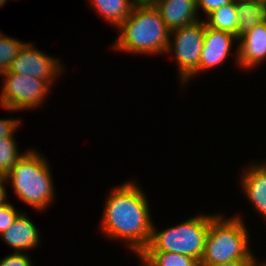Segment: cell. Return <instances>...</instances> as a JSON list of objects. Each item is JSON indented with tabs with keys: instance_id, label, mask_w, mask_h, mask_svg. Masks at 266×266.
<instances>
[{
	"instance_id": "obj_5",
	"label": "cell",
	"mask_w": 266,
	"mask_h": 266,
	"mask_svg": "<svg viewBox=\"0 0 266 266\" xmlns=\"http://www.w3.org/2000/svg\"><path fill=\"white\" fill-rule=\"evenodd\" d=\"M215 216L216 214H201L163 231H158L153 223L150 242L143 251L179 253L200 262L204 254L210 221Z\"/></svg>"
},
{
	"instance_id": "obj_16",
	"label": "cell",
	"mask_w": 266,
	"mask_h": 266,
	"mask_svg": "<svg viewBox=\"0 0 266 266\" xmlns=\"http://www.w3.org/2000/svg\"><path fill=\"white\" fill-rule=\"evenodd\" d=\"M142 266H200L190 256L166 251H142L139 254Z\"/></svg>"
},
{
	"instance_id": "obj_21",
	"label": "cell",
	"mask_w": 266,
	"mask_h": 266,
	"mask_svg": "<svg viewBox=\"0 0 266 266\" xmlns=\"http://www.w3.org/2000/svg\"><path fill=\"white\" fill-rule=\"evenodd\" d=\"M0 266H33L30 257L25 253H11L0 260Z\"/></svg>"
},
{
	"instance_id": "obj_29",
	"label": "cell",
	"mask_w": 266,
	"mask_h": 266,
	"mask_svg": "<svg viewBox=\"0 0 266 266\" xmlns=\"http://www.w3.org/2000/svg\"><path fill=\"white\" fill-rule=\"evenodd\" d=\"M3 36H4V34H2V33L0 32V39H1Z\"/></svg>"
},
{
	"instance_id": "obj_9",
	"label": "cell",
	"mask_w": 266,
	"mask_h": 266,
	"mask_svg": "<svg viewBox=\"0 0 266 266\" xmlns=\"http://www.w3.org/2000/svg\"><path fill=\"white\" fill-rule=\"evenodd\" d=\"M238 42L236 35L216 30L205 25L204 44L199 61L198 73L215 68L231 54L233 41Z\"/></svg>"
},
{
	"instance_id": "obj_10",
	"label": "cell",
	"mask_w": 266,
	"mask_h": 266,
	"mask_svg": "<svg viewBox=\"0 0 266 266\" xmlns=\"http://www.w3.org/2000/svg\"><path fill=\"white\" fill-rule=\"evenodd\" d=\"M236 61L240 67L254 68L266 59V21L256 24L238 38Z\"/></svg>"
},
{
	"instance_id": "obj_2",
	"label": "cell",
	"mask_w": 266,
	"mask_h": 266,
	"mask_svg": "<svg viewBox=\"0 0 266 266\" xmlns=\"http://www.w3.org/2000/svg\"><path fill=\"white\" fill-rule=\"evenodd\" d=\"M113 48L138 54L166 53L170 30L156 7L134 6L129 17L119 27Z\"/></svg>"
},
{
	"instance_id": "obj_24",
	"label": "cell",
	"mask_w": 266,
	"mask_h": 266,
	"mask_svg": "<svg viewBox=\"0 0 266 266\" xmlns=\"http://www.w3.org/2000/svg\"><path fill=\"white\" fill-rule=\"evenodd\" d=\"M253 255L247 260H236L217 264H200V266H251Z\"/></svg>"
},
{
	"instance_id": "obj_3",
	"label": "cell",
	"mask_w": 266,
	"mask_h": 266,
	"mask_svg": "<svg viewBox=\"0 0 266 266\" xmlns=\"http://www.w3.org/2000/svg\"><path fill=\"white\" fill-rule=\"evenodd\" d=\"M41 156L29 149L6 175L18 198L40 211L49 206L55 194L50 165Z\"/></svg>"
},
{
	"instance_id": "obj_12",
	"label": "cell",
	"mask_w": 266,
	"mask_h": 266,
	"mask_svg": "<svg viewBox=\"0 0 266 266\" xmlns=\"http://www.w3.org/2000/svg\"><path fill=\"white\" fill-rule=\"evenodd\" d=\"M156 8L170 31L200 20L196 0H163Z\"/></svg>"
},
{
	"instance_id": "obj_14",
	"label": "cell",
	"mask_w": 266,
	"mask_h": 266,
	"mask_svg": "<svg viewBox=\"0 0 266 266\" xmlns=\"http://www.w3.org/2000/svg\"><path fill=\"white\" fill-rule=\"evenodd\" d=\"M238 14L237 38L266 21V0H236Z\"/></svg>"
},
{
	"instance_id": "obj_22",
	"label": "cell",
	"mask_w": 266,
	"mask_h": 266,
	"mask_svg": "<svg viewBox=\"0 0 266 266\" xmlns=\"http://www.w3.org/2000/svg\"><path fill=\"white\" fill-rule=\"evenodd\" d=\"M233 0H196L197 3V11L199 12V8L208 15L214 10L223 7L231 3Z\"/></svg>"
},
{
	"instance_id": "obj_7",
	"label": "cell",
	"mask_w": 266,
	"mask_h": 266,
	"mask_svg": "<svg viewBox=\"0 0 266 266\" xmlns=\"http://www.w3.org/2000/svg\"><path fill=\"white\" fill-rule=\"evenodd\" d=\"M1 75L5 78L0 94V104L9 111L38 108L52 87L48 80L27 75L13 72H4Z\"/></svg>"
},
{
	"instance_id": "obj_4",
	"label": "cell",
	"mask_w": 266,
	"mask_h": 266,
	"mask_svg": "<svg viewBox=\"0 0 266 266\" xmlns=\"http://www.w3.org/2000/svg\"><path fill=\"white\" fill-rule=\"evenodd\" d=\"M248 243L249 233L242 218L235 216L226 219L216 214L210 221L200 264L247 260L253 255Z\"/></svg>"
},
{
	"instance_id": "obj_28",
	"label": "cell",
	"mask_w": 266,
	"mask_h": 266,
	"mask_svg": "<svg viewBox=\"0 0 266 266\" xmlns=\"http://www.w3.org/2000/svg\"><path fill=\"white\" fill-rule=\"evenodd\" d=\"M7 1L8 0H0V7H3V5H5Z\"/></svg>"
},
{
	"instance_id": "obj_17",
	"label": "cell",
	"mask_w": 266,
	"mask_h": 266,
	"mask_svg": "<svg viewBox=\"0 0 266 266\" xmlns=\"http://www.w3.org/2000/svg\"><path fill=\"white\" fill-rule=\"evenodd\" d=\"M205 25L221 31L230 32L237 37L238 14L236 9V0L218 8L207 15Z\"/></svg>"
},
{
	"instance_id": "obj_15",
	"label": "cell",
	"mask_w": 266,
	"mask_h": 266,
	"mask_svg": "<svg viewBox=\"0 0 266 266\" xmlns=\"http://www.w3.org/2000/svg\"><path fill=\"white\" fill-rule=\"evenodd\" d=\"M90 2L105 20L118 28L134 8L133 0H90Z\"/></svg>"
},
{
	"instance_id": "obj_1",
	"label": "cell",
	"mask_w": 266,
	"mask_h": 266,
	"mask_svg": "<svg viewBox=\"0 0 266 266\" xmlns=\"http://www.w3.org/2000/svg\"><path fill=\"white\" fill-rule=\"evenodd\" d=\"M112 190L105 202L101 230L107 237L126 241L139 255L150 242L153 225L145 193L132 180Z\"/></svg>"
},
{
	"instance_id": "obj_8",
	"label": "cell",
	"mask_w": 266,
	"mask_h": 266,
	"mask_svg": "<svg viewBox=\"0 0 266 266\" xmlns=\"http://www.w3.org/2000/svg\"><path fill=\"white\" fill-rule=\"evenodd\" d=\"M59 62L58 59L34 48L31 43H25L6 72L48 80L53 84L54 79L59 77L60 71L63 69Z\"/></svg>"
},
{
	"instance_id": "obj_18",
	"label": "cell",
	"mask_w": 266,
	"mask_h": 266,
	"mask_svg": "<svg viewBox=\"0 0 266 266\" xmlns=\"http://www.w3.org/2000/svg\"><path fill=\"white\" fill-rule=\"evenodd\" d=\"M14 135L0 139V174L6 176L24 155L19 153Z\"/></svg>"
},
{
	"instance_id": "obj_19",
	"label": "cell",
	"mask_w": 266,
	"mask_h": 266,
	"mask_svg": "<svg viewBox=\"0 0 266 266\" xmlns=\"http://www.w3.org/2000/svg\"><path fill=\"white\" fill-rule=\"evenodd\" d=\"M25 43L3 36L0 39V74L6 72Z\"/></svg>"
},
{
	"instance_id": "obj_26",
	"label": "cell",
	"mask_w": 266,
	"mask_h": 266,
	"mask_svg": "<svg viewBox=\"0 0 266 266\" xmlns=\"http://www.w3.org/2000/svg\"><path fill=\"white\" fill-rule=\"evenodd\" d=\"M5 181H7L6 180V176H4V175H0V205H3V204H5V203H7L6 202V200H7V193H6V189H5V186L4 185H6V182ZM4 182H5V184H4Z\"/></svg>"
},
{
	"instance_id": "obj_11",
	"label": "cell",
	"mask_w": 266,
	"mask_h": 266,
	"mask_svg": "<svg viewBox=\"0 0 266 266\" xmlns=\"http://www.w3.org/2000/svg\"><path fill=\"white\" fill-rule=\"evenodd\" d=\"M0 237L15 250V253L34 249V247L39 245V240H41L39 238L40 232L35 224L27 218L25 213H20L14 223Z\"/></svg>"
},
{
	"instance_id": "obj_23",
	"label": "cell",
	"mask_w": 266,
	"mask_h": 266,
	"mask_svg": "<svg viewBox=\"0 0 266 266\" xmlns=\"http://www.w3.org/2000/svg\"><path fill=\"white\" fill-rule=\"evenodd\" d=\"M20 120L12 119H0V139L3 137L12 136L19 128Z\"/></svg>"
},
{
	"instance_id": "obj_27",
	"label": "cell",
	"mask_w": 266,
	"mask_h": 266,
	"mask_svg": "<svg viewBox=\"0 0 266 266\" xmlns=\"http://www.w3.org/2000/svg\"><path fill=\"white\" fill-rule=\"evenodd\" d=\"M256 260H257V259H256L255 256H254V257H253V260H252V263H251V266H266V262L263 263V265H262V264L260 265V263L257 262ZM257 263H258V265H257Z\"/></svg>"
},
{
	"instance_id": "obj_6",
	"label": "cell",
	"mask_w": 266,
	"mask_h": 266,
	"mask_svg": "<svg viewBox=\"0 0 266 266\" xmlns=\"http://www.w3.org/2000/svg\"><path fill=\"white\" fill-rule=\"evenodd\" d=\"M205 22L199 20L182 28L170 32L171 39L166 53L174 51L179 66L181 83L198 74L199 61L204 44ZM172 40V42H171Z\"/></svg>"
},
{
	"instance_id": "obj_20",
	"label": "cell",
	"mask_w": 266,
	"mask_h": 266,
	"mask_svg": "<svg viewBox=\"0 0 266 266\" xmlns=\"http://www.w3.org/2000/svg\"><path fill=\"white\" fill-rule=\"evenodd\" d=\"M20 214L9 202L0 205V235L6 231Z\"/></svg>"
},
{
	"instance_id": "obj_13",
	"label": "cell",
	"mask_w": 266,
	"mask_h": 266,
	"mask_svg": "<svg viewBox=\"0 0 266 266\" xmlns=\"http://www.w3.org/2000/svg\"><path fill=\"white\" fill-rule=\"evenodd\" d=\"M252 165L242 174L240 183L254 209L266 217V163Z\"/></svg>"
},
{
	"instance_id": "obj_25",
	"label": "cell",
	"mask_w": 266,
	"mask_h": 266,
	"mask_svg": "<svg viewBox=\"0 0 266 266\" xmlns=\"http://www.w3.org/2000/svg\"><path fill=\"white\" fill-rule=\"evenodd\" d=\"M163 0H133L134 6L157 7Z\"/></svg>"
}]
</instances>
